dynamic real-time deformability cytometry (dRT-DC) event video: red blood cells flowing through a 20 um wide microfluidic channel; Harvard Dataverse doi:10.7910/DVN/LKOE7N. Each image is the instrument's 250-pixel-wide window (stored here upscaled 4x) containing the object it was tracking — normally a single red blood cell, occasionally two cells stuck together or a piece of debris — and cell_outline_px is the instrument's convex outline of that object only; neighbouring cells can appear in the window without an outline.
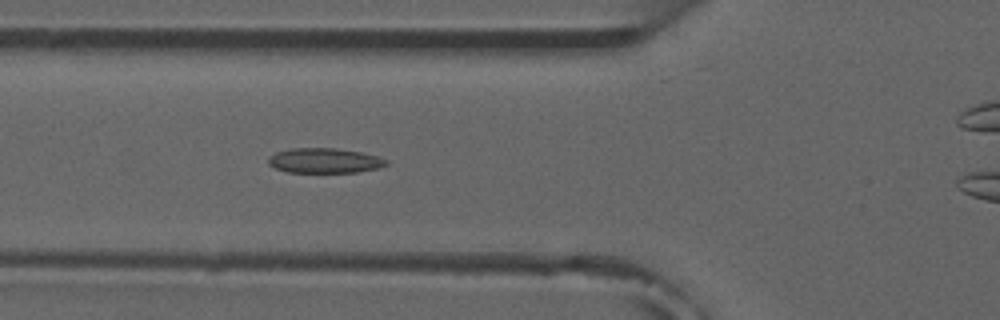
{"species": "common noctule bat (a hibernating species)", "species_latin": "Nyctalus noctula", "temperature_condition": "room temperature", "stored_images_in_passage": 6, "camera_frame_rate_fps": 3000, "um_per_image_px": 0.085, "animal": {"sex": "male", "forearm_length_mm": 52.5}, "frame": {"image": 1, "passage_image": 5, "time_ms": 4.667, "image_size_px": [1000, 320], "cell_outline_px": [[388, 164], [380, 168], [356, 172], [288, 172], [276, 168], [268, 164], [268, 160], [276, 152], [292, 148], [336, 148], [360, 152], [376, 156], [388, 160]], "centroid_in_image_um": [27.61, 13.65], "position_along_channel_um": 98.2, "area_um2": 16.99}}